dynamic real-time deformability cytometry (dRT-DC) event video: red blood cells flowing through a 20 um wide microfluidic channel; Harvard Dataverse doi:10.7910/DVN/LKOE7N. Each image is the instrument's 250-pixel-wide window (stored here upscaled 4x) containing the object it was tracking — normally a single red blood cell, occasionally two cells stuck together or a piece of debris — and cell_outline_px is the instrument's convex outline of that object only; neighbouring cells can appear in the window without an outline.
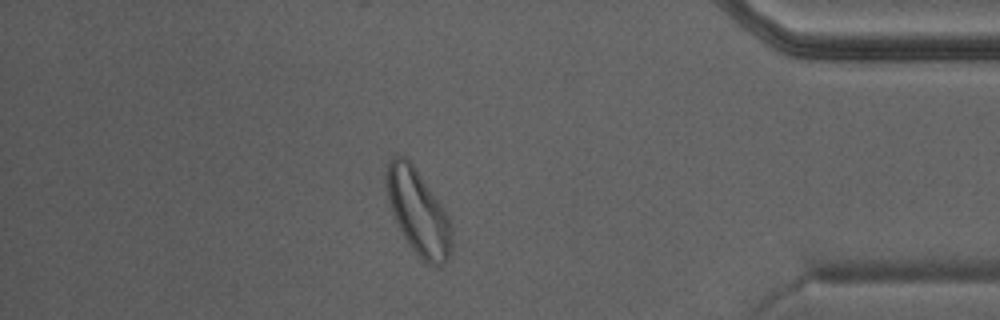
{"species": "Egyptian fruit bat (a non-hibernating species)", "species_latin": "Rousettus aegyptiacus", "temperature_condition": "warm", "stored_images_in_passage": 41, "camera_frame_rate_fps": 3000, "um_per_image_px": 0.085, "animal": {"sex": "male"}, "frame": {"image": 1, "passage_image": 35, "time_ms": 11.333, "image_size_px": [1000, 320], "cell_outline_px": [[452, 252], [448, 260], [440, 264], [428, 264], [408, 244], [392, 212], [388, 200], [384, 180], [384, 176], [388, 164], [392, 156], [404, 156], [416, 168], [444, 208], [452, 224]], "centroid_in_image_um": [35.55, 18.0], "position_along_channel_um": 399.6, "area_um2": 32.31}}